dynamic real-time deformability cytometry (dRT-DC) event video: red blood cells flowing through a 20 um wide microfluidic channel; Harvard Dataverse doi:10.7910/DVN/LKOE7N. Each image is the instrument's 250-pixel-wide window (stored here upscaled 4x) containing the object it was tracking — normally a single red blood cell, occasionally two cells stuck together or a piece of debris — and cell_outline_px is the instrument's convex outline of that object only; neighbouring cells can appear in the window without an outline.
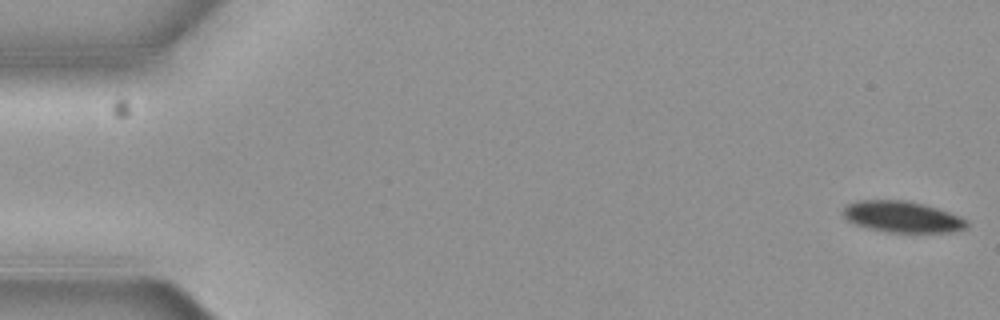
{"species": "common noctule bat (a hibernating species)", "species_latin": "Nyctalus noctula", "temperature_condition": "cold", "stored_images_in_passage": 6, "camera_frame_rate_fps": 3000, "um_per_image_px": 0.085, "animal": {"sex": "female", "body_mass_g": 19.3, "forearm_length_mm": 54.1}, "frame": {"image": 1, "passage_image": 1, "time_ms": 0.0, "image_size_px": [1000, 320], "cell_outline_px": [[968, 228], [956, 232], [888, 232], [868, 228], [856, 224], [848, 220], [844, 216], [844, 208], [848, 204], [860, 200], [900, 200], [920, 204], [936, 208], [948, 212], [968, 220]], "centroid_in_image_um": [76.73, 18.44], "position_along_channel_um": 8.3, "area_um2": 22.2}}